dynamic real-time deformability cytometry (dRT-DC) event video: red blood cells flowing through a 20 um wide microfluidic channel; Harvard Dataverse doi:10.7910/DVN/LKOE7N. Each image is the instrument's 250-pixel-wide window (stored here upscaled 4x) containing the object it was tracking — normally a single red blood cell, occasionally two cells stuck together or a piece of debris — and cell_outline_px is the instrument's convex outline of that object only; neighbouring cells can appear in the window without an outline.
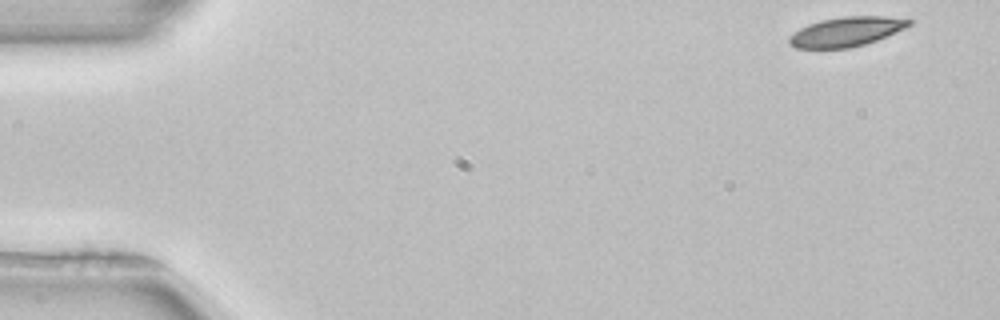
{"species": "common noctule bat (a hibernating species)", "species_latin": "Nyctalus noctula", "temperature_condition": "room temperature", "stored_images_in_passage": 50, "camera_frame_rate_fps": 3000, "um_per_image_px": 0.085, "animal": {"sex": "female", "body_mass_g": 22.7, "forearm_length_mm": 54.2}, "frame": {"image": 1, "passage_image": 1, "time_ms": 0.0, "image_size_px": [1000, 320], "cell_outline_px": [[912, 24], [896, 32], [876, 40], [864, 44], [848, 48], [796, 48], [788, 44], [788, 36], [800, 28], [808, 24], [820, 20], [840, 16], [888, 16], [912, 20]], "centroid_in_image_um": [71.9, 2.68], "position_along_channel_um": 13.1, "area_um2": 20.63}}
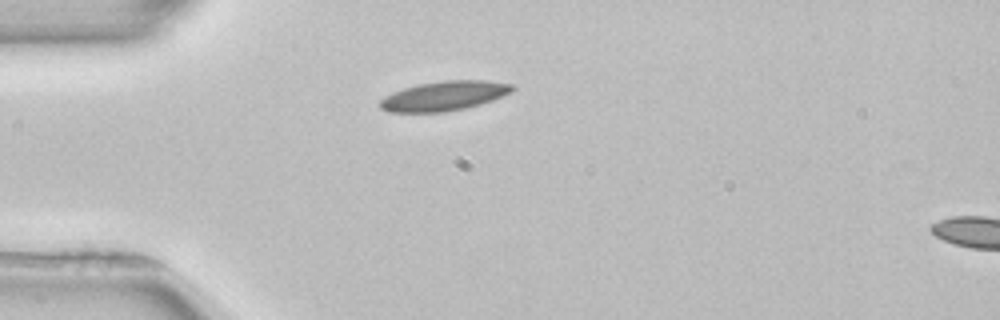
{"frame": {"image": 2, "passage_image": 12, "time_ms": 3.667, "image_size_px": [1000, 320], "cell_outline_px": [[516, 88], [512, 92], [492, 100], [480, 104], [464, 108], [444, 112], [388, 112], [380, 108], [380, 100], [384, 96], [392, 92], [404, 88], [420, 84], [444, 80], [488, 80], [512, 84]], "centroid_in_image_um": [37.76, 8.15], "position_along_channel_um": 47.2, "area_um2": 22.77}}
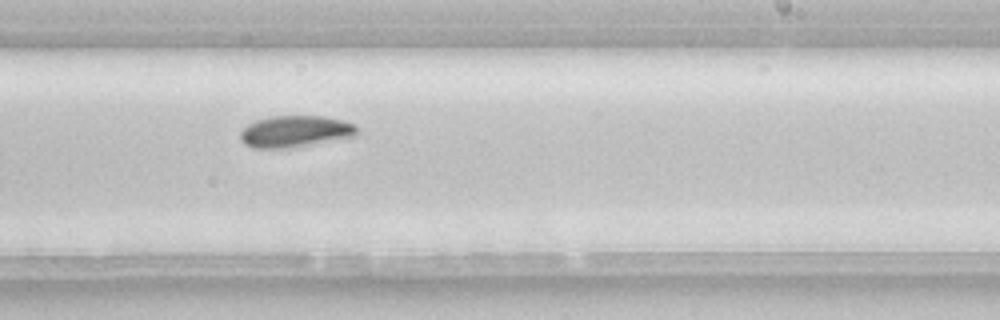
{"frame": {"image": 3, "passage_image": 30, "time_ms": 9.667, "image_size_px": [1000, 320], "cell_outline_px": [[356, 136], [292, 148], [252, 148], [244, 144], [240, 140], [240, 132], [248, 124], [256, 120], [272, 116], [324, 116], [344, 120], [356, 124]], "centroid_in_image_um": [25.09, 11.17], "position_along_channel_um": 263.9, "area_um2": 21.68}, "authors_computed_cell_mechanics": {"area_um2": 21.3571, "velocity_mm_per_s": 3.9044, "shape_relaxation_time_tau1_ms": 3.6663, "shape_relaxation_time_tau2_ms": null, "deformation_change_tau1": 0.0865, "deformation_change_tau2": null}}